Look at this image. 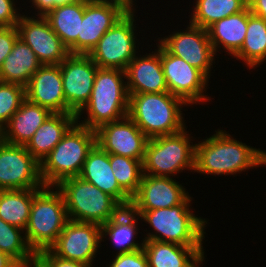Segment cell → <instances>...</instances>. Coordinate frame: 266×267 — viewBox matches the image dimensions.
Instances as JSON below:
<instances>
[{
	"mask_svg": "<svg viewBox=\"0 0 266 267\" xmlns=\"http://www.w3.org/2000/svg\"><path fill=\"white\" fill-rule=\"evenodd\" d=\"M233 57L244 61L251 69L266 60V21L252 14L250 9L244 43Z\"/></svg>",
	"mask_w": 266,
	"mask_h": 267,
	"instance_id": "cell-29",
	"label": "cell"
},
{
	"mask_svg": "<svg viewBox=\"0 0 266 267\" xmlns=\"http://www.w3.org/2000/svg\"><path fill=\"white\" fill-rule=\"evenodd\" d=\"M25 95L30 102L48 109L51 113H65L60 65H42L25 87Z\"/></svg>",
	"mask_w": 266,
	"mask_h": 267,
	"instance_id": "cell-19",
	"label": "cell"
},
{
	"mask_svg": "<svg viewBox=\"0 0 266 267\" xmlns=\"http://www.w3.org/2000/svg\"><path fill=\"white\" fill-rule=\"evenodd\" d=\"M32 6L38 11V15H45L48 11L53 9L56 5L68 4L74 0H30Z\"/></svg>",
	"mask_w": 266,
	"mask_h": 267,
	"instance_id": "cell-39",
	"label": "cell"
},
{
	"mask_svg": "<svg viewBox=\"0 0 266 267\" xmlns=\"http://www.w3.org/2000/svg\"><path fill=\"white\" fill-rule=\"evenodd\" d=\"M35 261L41 267H90L88 264L82 262L60 258L50 249L38 252Z\"/></svg>",
	"mask_w": 266,
	"mask_h": 267,
	"instance_id": "cell-36",
	"label": "cell"
},
{
	"mask_svg": "<svg viewBox=\"0 0 266 267\" xmlns=\"http://www.w3.org/2000/svg\"><path fill=\"white\" fill-rule=\"evenodd\" d=\"M118 1H121V2L125 3V4H126L127 6H129L131 9L134 8V7H133V5H135V4H133L134 0H118Z\"/></svg>",
	"mask_w": 266,
	"mask_h": 267,
	"instance_id": "cell-42",
	"label": "cell"
},
{
	"mask_svg": "<svg viewBox=\"0 0 266 267\" xmlns=\"http://www.w3.org/2000/svg\"><path fill=\"white\" fill-rule=\"evenodd\" d=\"M131 8L118 0H87L80 34L68 49L69 54L89 55L101 37Z\"/></svg>",
	"mask_w": 266,
	"mask_h": 267,
	"instance_id": "cell-10",
	"label": "cell"
},
{
	"mask_svg": "<svg viewBox=\"0 0 266 267\" xmlns=\"http://www.w3.org/2000/svg\"><path fill=\"white\" fill-rule=\"evenodd\" d=\"M95 133L96 144L105 152L143 162L149 138L128 116L99 126Z\"/></svg>",
	"mask_w": 266,
	"mask_h": 267,
	"instance_id": "cell-17",
	"label": "cell"
},
{
	"mask_svg": "<svg viewBox=\"0 0 266 267\" xmlns=\"http://www.w3.org/2000/svg\"><path fill=\"white\" fill-rule=\"evenodd\" d=\"M186 128L182 131L149 138L145 147L143 173L157 177H173L189 169L195 170V147ZM186 168V169H185Z\"/></svg>",
	"mask_w": 266,
	"mask_h": 267,
	"instance_id": "cell-8",
	"label": "cell"
},
{
	"mask_svg": "<svg viewBox=\"0 0 266 267\" xmlns=\"http://www.w3.org/2000/svg\"><path fill=\"white\" fill-rule=\"evenodd\" d=\"M247 6L248 0H196L189 21L207 30L215 22L243 11Z\"/></svg>",
	"mask_w": 266,
	"mask_h": 267,
	"instance_id": "cell-31",
	"label": "cell"
},
{
	"mask_svg": "<svg viewBox=\"0 0 266 267\" xmlns=\"http://www.w3.org/2000/svg\"><path fill=\"white\" fill-rule=\"evenodd\" d=\"M185 188L172 177L144 174L138 192L132 197V211H150L171 208L181 204L187 197Z\"/></svg>",
	"mask_w": 266,
	"mask_h": 267,
	"instance_id": "cell-18",
	"label": "cell"
},
{
	"mask_svg": "<svg viewBox=\"0 0 266 267\" xmlns=\"http://www.w3.org/2000/svg\"><path fill=\"white\" fill-rule=\"evenodd\" d=\"M25 231L8 224L0 218V251L12 258L20 267H26L35 261L36 254L29 247Z\"/></svg>",
	"mask_w": 266,
	"mask_h": 267,
	"instance_id": "cell-32",
	"label": "cell"
},
{
	"mask_svg": "<svg viewBox=\"0 0 266 267\" xmlns=\"http://www.w3.org/2000/svg\"><path fill=\"white\" fill-rule=\"evenodd\" d=\"M25 98L24 86L0 82V129L8 123Z\"/></svg>",
	"mask_w": 266,
	"mask_h": 267,
	"instance_id": "cell-34",
	"label": "cell"
},
{
	"mask_svg": "<svg viewBox=\"0 0 266 267\" xmlns=\"http://www.w3.org/2000/svg\"><path fill=\"white\" fill-rule=\"evenodd\" d=\"M160 44L170 53L182 58L192 67L210 78L215 51L209 40L208 31L189 22L186 30L161 38Z\"/></svg>",
	"mask_w": 266,
	"mask_h": 267,
	"instance_id": "cell-14",
	"label": "cell"
},
{
	"mask_svg": "<svg viewBox=\"0 0 266 267\" xmlns=\"http://www.w3.org/2000/svg\"><path fill=\"white\" fill-rule=\"evenodd\" d=\"M65 94V113L77 115L88 103L98 66L89 55L69 54L59 64Z\"/></svg>",
	"mask_w": 266,
	"mask_h": 267,
	"instance_id": "cell-12",
	"label": "cell"
},
{
	"mask_svg": "<svg viewBox=\"0 0 266 267\" xmlns=\"http://www.w3.org/2000/svg\"><path fill=\"white\" fill-rule=\"evenodd\" d=\"M19 38L16 26L0 27V67L5 58L11 53L16 40Z\"/></svg>",
	"mask_w": 266,
	"mask_h": 267,
	"instance_id": "cell-37",
	"label": "cell"
},
{
	"mask_svg": "<svg viewBox=\"0 0 266 267\" xmlns=\"http://www.w3.org/2000/svg\"><path fill=\"white\" fill-rule=\"evenodd\" d=\"M195 147L197 173L233 175L246 169L266 165V151L256 149L219 130Z\"/></svg>",
	"mask_w": 266,
	"mask_h": 267,
	"instance_id": "cell-1",
	"label": "cell"
},
{
	"mask_svg": "<svg viewBox=\"0 0 266 267\" xmlns=\"http://www.w3.org/2000/svg\"><path fill=\"white\" fill-rule=\"evenodd\" d=\"M109 267H148L144 249L127 253H116Z\"/></svg>",
	"mask_w": 266,
	"mask_h": 267,
	"instance_id": "cell-35",
	"label": "cell"
},
{
	"mask_svg": "<svg viewBox=\"0 0 266 267\" xmlns=\"http://www.w3.org/2000/svg\"><path fill=\"white\" fill-rule=\"evenodd\" d=\"M183 105L187 104L169 92L129 94L127 116L148 138L170 135L186 128Z\"/></svg>",
	"mask_w": 266,
	"mask_h": 267,
	"instance_id": "cell-2",
	"label": "cell"
},
{
	"mask_svg": "<svg viewBox=\"0 0 266 267\" xmlns=\"http://www.w3.org/2000/svg\"><path fill=\"white\" fill-rule=\"evenodd\" d=\"M100 242L101 225L69 220L50 250L60 258L82 262L92 267Z\"/></svg>",
	"mask_w": 266,
	"mask_h": 267,
	"instance_id": "cell-15",
	"label": "cell"
},
{
	"mask_svg": "<svg viewBox=\"0 0 266 267\" xmlns=\"http://www.w3.org/2000/svg\"><path fill=\"white\" fill-rule=\"evenodd\" d=\"M68 221L63 195L56 187L33 189L31 212L24 231L26 241L35 254L50 249Z\"/></svg>",
	"mask_w": 266,
	"mask_h": 267,
	"instance_id": "cell-6",
	"label": "cell"
},
{
	"mask_svg": "<svg viewBox=\"0 0 266 267\" xmlns=\"http://www.w3.org/2000/svg\"><path fill=\"white\" fill-rule=\"evenodd\" d=\"M21 15L16 25L19 38L36 54L42 65H59L69 55L60 37L43 15Z\"/></svg>",
	"mask_w": 266,
	"mask_h": 267,
	"instance_id": "cell-16",
	"label": "cell"
},
{
	"mask_svg": "<svg viewBox=\"0 0 266 267\" xmlns=\"http://www.w3.org/2000/svg\"><path fill=\"white\" fill-rule=\"evenodd\" d=\"M160 60L169 93L182 99L187 105L211 100L203 94L209 79L200 70L170 54L161 44Z\"/></svg>",
	"mask_w": 266,
	"mask_h": 267,
	"instance_id": "cell-13",
	"label": "cell"
},
{
	"mask_svg": "<svg viewBox=\"0 0 266 267\" xmlns=\"http://www.w3.org/2000/svg\"><path fill=\"white\" fill-rule=\"evenodd\" d=\"M0 267H20V266L7 254L0 251Z\"/></svg>",
	"mask_w": 266,
	"mask_h": 267,
	"instance_id": "cell-41",
	"label": "cell"
},
{
	"mask_svg": "<svg viewBox=\"0 0 266 267\" xmlns=\"http://www.w3.org/2000/svg\"><path fill=\"white\" fill-rule=\"evenodd\" d=\"M192 198L171 208L150 211H133L148 223L155 233H148L143 241L176 243L183 246H202L205 225L208 221L195 216L189 209Z\"/></svg>",
	"mask_w": 266,
	"mask_h": 267,
	"instance_id": "cell-5",
	"label": "cell"
},
{
	"mask_svg": "<svg viewBox=\"0 0 266 267\" xmlns=\"http://www.w3.org/2000/svg\"><path fill=\"white\" fill-rule=\"evenodd\" d=\"M41 66L42 63L32 49L18 38L0 67V82L16 83L26 87Z\"/></svg>",
	"mask_w": 266,
	"mask_h": 267,
	"instance_id": "cell-26",
	"label": "cell"
},
{
	"mask_svg": "<svg viewBox=\"0 0 266 267\" xmlns=\"http://www.w3.org/2000/svg\"><path fill=\"white\" fill-rule=\"evenodd\" d=\"M79 177L114 197L124 208H129L132 198L120 187L111 169L109 153L97 144L89 152Z\"/></svg>",
	"mask_w": 266,
	"mask_h": 267,
	"instance_id": "cell-21",
	"label": "cell"
},
{
	"mask_svg": "<svg viewBox=\"0 0 266 267\" xmlns=\"http://www.w3.org/2000/svg\"><path fill=\"white\" fill-rule=\"evenodd\" d=\"M111 169L120 187L132 198L142 181L143 162L126 156L109 154Z\"/></svg>",
	"mask_w": 266,
	"mask_h": 267,
	"instance_id": "cell-33",
	"label": "cell"
},
{
	"mask_svg": "<svg viewBox=\"0 0 266 267\" xmlns=\"http://www.w3.org/2000/svg\"><path fill=\"white\" fill-rule=\"evenodd\" d=\"M95 145V130L75 122L40 163L43 184L55 187L64 179L79 177L86 157Z\"/></svg>",
	"mask_w": 266,
	"mask_h": 267,
	"instance_id": "cell-3",
	"label": "cell"
},
{
	"mask_svg": "<svg viewBox=\"0 0 266 267\" xmlns=\"http://www.w3.org/2000/svg\"><path fill=\"white\" fill-rule=\"evenodd\" d=\"M75 122V114L52 113L35 131L25 145L26 149L41 163Z\"/></svg>",
	"mask_w": 266,
	"mask_h": 267,
	"instance_id": "cell-24",
	"label": "cell"
},
{
	"mask_svg": "<svg viewBox=\"0 0 266 267\" xmlns=\"http://www.w3.org/2000/svg\"><path fill=\"white\" fill-rule=\"evenodd\" d=\"M143 249L148 267H200L203 260L205 261L203 246L144 241Z\"/></svg>",
	"mask_w": 266,
	"mask_h": 267,
	"instance_id": "cell-22",
	"label": "cell"
},
{
	"mask_svg": "<svg viewBox=\"0 0 266 267\" xmlns=\"http://www.w3.org/2000/svg\"><path fill=\"white\" fill-rule=\"evenodd\" d=\"M3 141V135H2V129H0V144L2 143Z\"/></svg>",
	"mask_w": 266,
	"mask_h": 267,
	"instance_id": "cell-44",
	"label": "cell"
},
{
	"mask_svg": "<svg viewBox=\"0 0 266 267\" xmlns=\"http://www.w3.org/2000/svg\"><path fill=\"white\" fill-rule=\"evenodd\" d=\"M51 114L48 109L25 98L19 109L2 128L3 141L13 145H26Z\"/></svg>",
	"mask_w": 266,
	"mask_h": 267,
	"instance_id": "cell-23",
	"label": "cell"
},
{
	"mask_svg": "<svg viewBox=\"0 0 266 267\" xmlns=\"http://www.w3.org/2000/svg\"><path fill=\"white\" fill-rule=\"evenodd\" d=\"M138 219L139 216L130 208H124L116 217L101 226L102 240L108 235L113 247L119 248L118 254L142 249L144 241L140 245L134 240L138 234V226H136Z\"/></svg>",
	"mask_w": 266,
	"mask_h": 267,
	"instance_id": "cell-28",
	"label": "cell"
},
{
	"mask_svg": "<svg viewBox=\"0 0 266 267\" xmlns=\"http://www.w3.org/2000/svg\"><path fill=\"white\" fill-rule=\"evenodd\" d=\"M248 18L249 7L247 6L243 11L225 17L207 29L215 53L218 52L217 48L221 49V46L232 56L241 49L246 36Z\"/></svg>",
	"mask_w": 266,
	"mask_h": 267,
	"instance_id": "cell-25",
	"label": "cell"
},
{
	"mask_svg": "<svg viewBox=\"0 0 266 267\" xmlns=\"http://www.w3.org/2000/svg\"><path fill=\"white\" fill-rule=\"evenodd\" d=\"M40 163L25 145L0 144V191L41 189Z\"/></svg>",
	"mask_w": 266,
	"mask_h": 267,
	"instance_id": "cell-11",
	"label": "cell"
},
{
	"mask_svg": "<svg viewBox=\"0 0 266 267\" xmlns=\"http://www.w3.org/2000/svg\"><path fill=\"white\" fill-rule=\"evenodd\" d=\"M14 0H0V27H12L18 24L22 14L17 12Z\"/></svg>",
	"mask_w": 266,
	"mask_h": 267,
	"instance_id": "cell-38",
	"label": "cell"
},
{
	"mask_svg": "<svg viewBox=\"0 0 266 267\" xmlns=\"http://www.w3.org/2000/svg\"><path fill=\"white\" fill-rule=\"evenodd\" d=\"M63 195L69 220L103 225L124 207L111 195L80 177L64 179L55 186Z\"/></svg>",
	"mask_w": 266,
	"mask_h": 267,
	"instance_id": "cell-7",
	"label": "cell"
},
{
	"mask_svg": "<svg viewBox=\"0 0 266 267\" xmlns=\"http://www.w3.org/2000/svg\"><path fill=\"white\" fill-rule=\"evenodd\" d=\"M157 50L140 57L135 56L125 69L128 94L168 92L162 63L160 43Z\"/></svg>",
	"mask_w": 266,
	"mask_h": 267,
	"instance_id": "cell-20",
	"label": "cell"
},
{
	"mask_svg": "<svg viewBox=\"0 0 266 267\" xmlns=\"http://www.w3.org/2000/svg\"><path fill=\"white\" fill-rule=\"evenodd\" d=\"M123 77L126 78L123 70L98 68L91 97L76 115V122L96 130L105 123L119 121L127 117L129 94ZM85 109L88 117L80 122V116Z\"/></svg>",
	"mask_w": 266,
	"mask_h": 267,
	"instance_id": "cell-4",
	"label": "cell"
},
{
	"mask_svg": "<svg viewBox=\"0 0 266 267\" xmlns=\"http://www.w3.org/2000/svg\"><path fill=\"white\" fill-rule=\"evenodd\" d=\"M248 7L252 14L266 21V0H248Z\"/></svg>",
	"mask_w": 266,
	"mask_h": 267,
	"instance_id": "cell-40",
	"label": "cell"
},
{
	"mask_svg": "<svg viewBox=\"0 0 266 267\" xmlns=\"http://www.w3.org/2000/svg\"><path fill=\"white\" fill-rule=\"evenodd\" d=\"M86 1L74 0L68 4L56 5L44 15L67 49L77 41L80 34Z\"/></svg>",
	"mask_w": 266,
	"mask_h": 267,
	"instance_id": "cell-27",
	"label": "cell"
},
{
	"mask_svg": "<svg viewBox=\"0 0 266 267\" xmlns=\"http://www.w3.org/2000/svg\"><path fill=\"white\" fill-rule=\"evenodd\" d=\"M130 9L98 41L89 56L99 68L125 71L136 54L134 11Z\"/></svg>",
	"mask_w": 266,
	"mask_h": 267,
	"instance_id": "cell-9",
	"label": "cell"
},
{
	"mask_svg": "<svg viewBox=\"0 0 266 267\" xmlns=\"http://www.w3.org/2000/svg\"><path fill=\"white\" fill-rule=\"evenodd\" d=\"M33 201V189L0 191V218L11 225L26 229Z\"/></svg>",
	"mask_w": 266,
	"mask_h": 267,
	"instance_id": "cell-30",
	"label": "cell"
},
{
	"mask_svg": "<svg viewBox=\"0 0 266 267\" xmlns=\"http://www.w3.org/2000/svg\"><path fill=\"white\" fill-rule=\"evenodd\" d=\"M41 267L36 261H34L33 263L29 264L28 266L26 267Z\"/></svg>",
	"mask_w": 266,
	"mask_h": 267,
	"instance_id": "cell-43",
	"label": "cell"
}]
</instances>
